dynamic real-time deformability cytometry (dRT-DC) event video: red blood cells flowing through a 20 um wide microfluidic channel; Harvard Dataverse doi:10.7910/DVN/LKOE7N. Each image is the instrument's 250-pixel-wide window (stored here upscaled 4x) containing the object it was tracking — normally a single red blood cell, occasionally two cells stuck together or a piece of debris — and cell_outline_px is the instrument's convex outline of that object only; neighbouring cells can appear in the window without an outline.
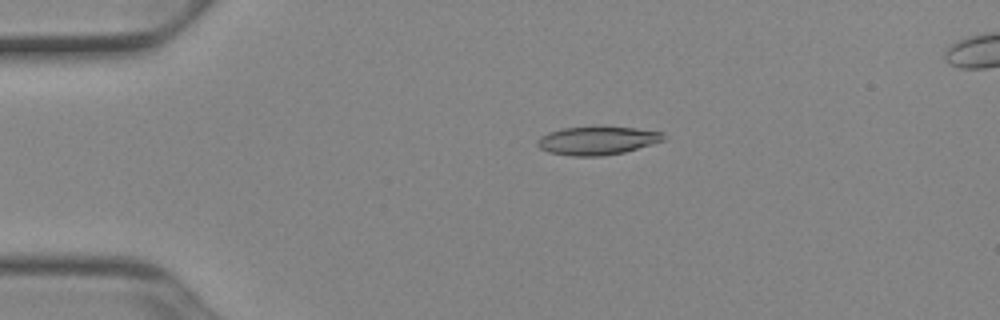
{"species": "Egyptian fruit bat (a non-hibernating species)", "species_latin": "Rousettus aegyptiacus", "temperature_condition": "cold", "stored_images_in_passage": 52, "camera_frame_rate_fps": 3000, "um_per_image_px": 0.085, "animal": {"sex": "female"}, "frame": {"image": 1, "passage_image": 11, "time_ms": 3.333, "image_size_px": [1000, 320], "cell_outline_px": [[664, 140], [652, 144], [624, 152], [600, 156], [572, 156], [548, 152], [540, 148], [536, 144], [536, 140], [540, 136], [548, 132], [564, 128], [596, 124], [636, 128], [664, 132]], "centroid_in_image_um": [50.75, 11.91], "position_along_channel_um": 34.3, "area_um2": 21.5}}
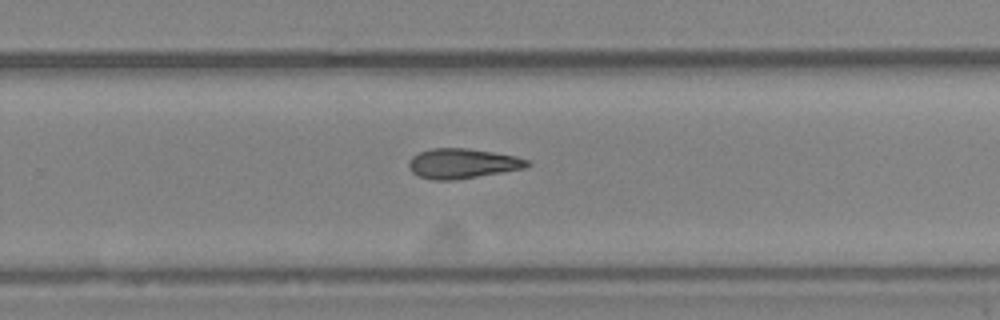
{"frame": {"image": 2, "passage_image": 34, "time_ms": 11.0, "image_size_px": [1000, 320], "cell_outline_px": [[532, 164], [528, 168], [452, 180], [432, 180], [420, 176], [412, 172], [408, 168], [408, 160], [412, 156], [420, 152], [432, 148], [468, 148], [516, 156], [528, 160]], "centroid_in_image_um": [39.31, 13.89], "position_along_channel_um": 290.5, "area_um2": 20.69}}
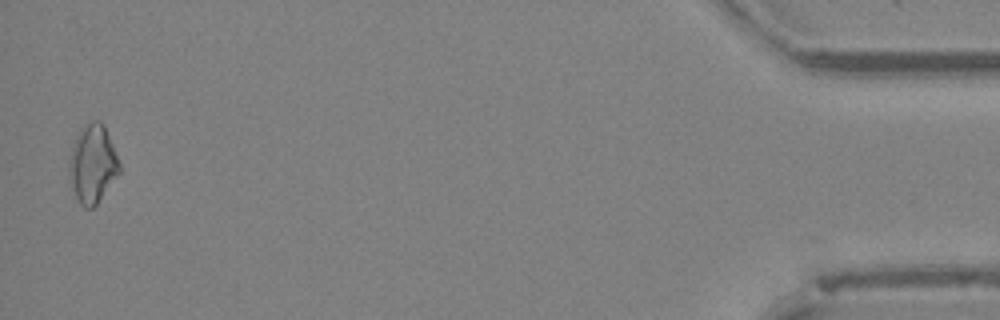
{"frame": {"image": 3, "passage_image": 51, "time_ms": 16.667, "image_size_px": [1000, 320], "cell_outline_px": [[120, 172], [96, 204], [92, 208], [84, 208], [80, 204], [72, 188], [68, 176], [68, 164], [72, 148], [76, 136], [80, 128], [84, 124], [92, 120], [100, 120], [104, 124], [120, 164]], "centroid_in_image_um": [7.85, 13.91], "position_along_channel_um": 427.4, "area_um2": 22.89}, "authors_computed_cell_mechanics": {"area_um2": 20.6057, "velocity_mm_per_s": 3.935, "shape_relaxation_time_tau1_ms": 10.3885, "shape_relaxation_time_tau2_ms": null, "deformation_change_tau1": 0.1988, "deformation_change_tau2": null}}